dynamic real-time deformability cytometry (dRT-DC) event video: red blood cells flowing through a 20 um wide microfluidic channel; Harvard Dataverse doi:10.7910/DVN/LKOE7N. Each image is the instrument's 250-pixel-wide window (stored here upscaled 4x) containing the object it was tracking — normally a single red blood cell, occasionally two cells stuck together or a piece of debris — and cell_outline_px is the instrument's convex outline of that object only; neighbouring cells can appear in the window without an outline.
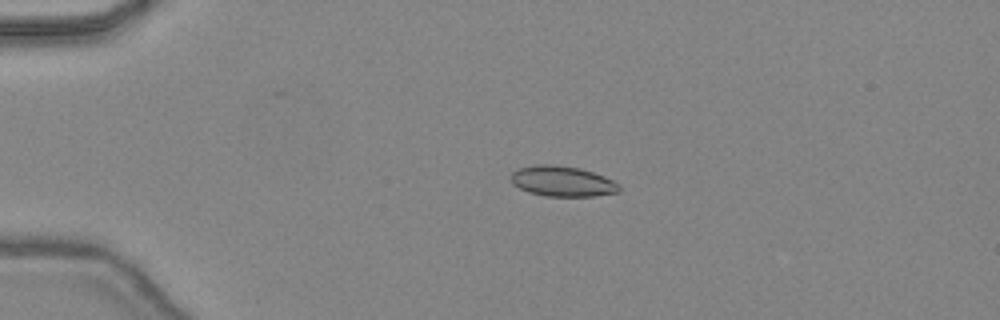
{"species": "common noctule bat (a hibernating species)", "species_latin": "Nyctalus noctula", "temperature_condition": "warm", "stored_images_in_passage": 47, "camera_frame_rate_fps": 3000, "um_per_image_px": 0.085, "animal": {"sex": "female", "body_mass_g": 24.6, "forearm_length_mm": 56.2}, "frame": {"image": 1, "passage_image": 12, "time_ms": 3.667, "image_size_px": [1000, 320], "cell_outline_px": [[620, 192], [592, 196], [544, 196], [528, 192], [512, 184], [512, 172], [520, 168], [536, 164], [552, 164], [580, 168], [604, 176], [620, 184]], "centroid_in_image_um": [47.81, 15.41], "position_along_channel_um": 37.2, "area_um2": 19.19}}
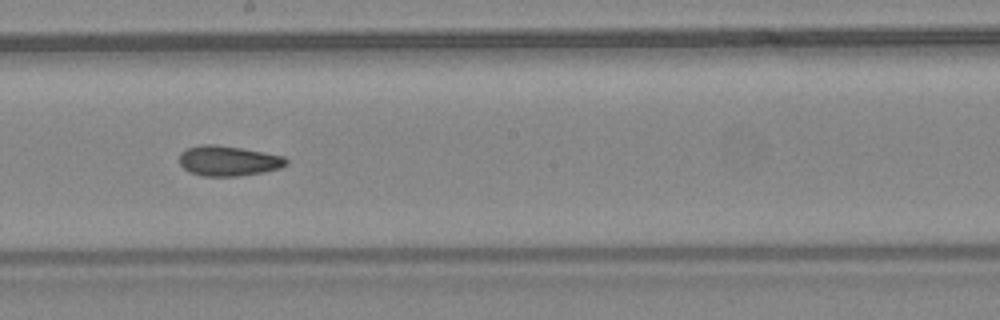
{"frame": {"image": 2, "passage_image": 28, "time_ms": 9.0, "image_size_px": [1000, 320], "cell_outline_px": [[288, 164], [280, 168], [264, 172], [236, 176], [204, 176], [188, 172], [180, 164], [180, 152], [188, 148], [200, 144], [216, 144], [264, 152], [284, 156], [288, 160]], "centroid_in_image_um": [19.41, 13.67], "position_along_channel_um": 228.8, "area_um2": 18.84}}
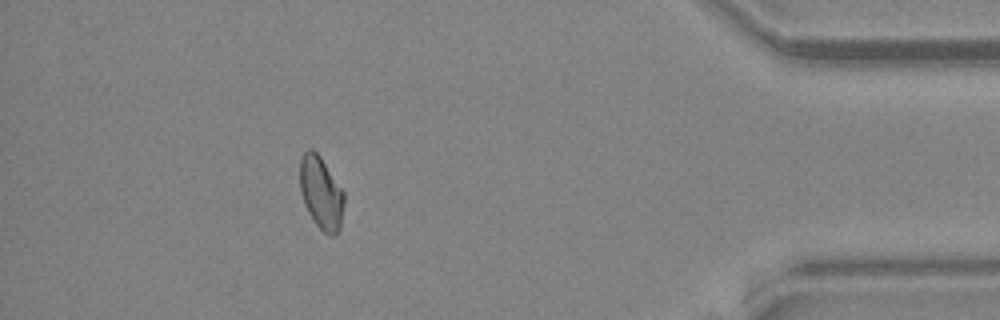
{"frame": {"image": 3, "passage_image": 43, "time_ms": 14.0, "image_size_px": [1000, 320], "cell_outline_px": [[344, 204], [340, 228], [332, 236], [328, 236], [316, 224], [308, 212], [304, 204], [300, 192], [300, 160], [304, 152], [308, 148], [312, 148], [320, 156], [344, 192]], "centroid_in_image_um": [27.28, 16.39], "position_along_channel_um": 407.9, "area_um2": 18.67}, "authors_computed_cell_mechanics": {"area_um2": 18.7272, "velocity_mm_per_s": 4.4942, "shape_relaxation_time_tau1_ms": null, "shape_relaxation_time_tau2_ms": 2.9848, "deformation_change_tau1": null, "deformation_change_tau2": 0.0781}}